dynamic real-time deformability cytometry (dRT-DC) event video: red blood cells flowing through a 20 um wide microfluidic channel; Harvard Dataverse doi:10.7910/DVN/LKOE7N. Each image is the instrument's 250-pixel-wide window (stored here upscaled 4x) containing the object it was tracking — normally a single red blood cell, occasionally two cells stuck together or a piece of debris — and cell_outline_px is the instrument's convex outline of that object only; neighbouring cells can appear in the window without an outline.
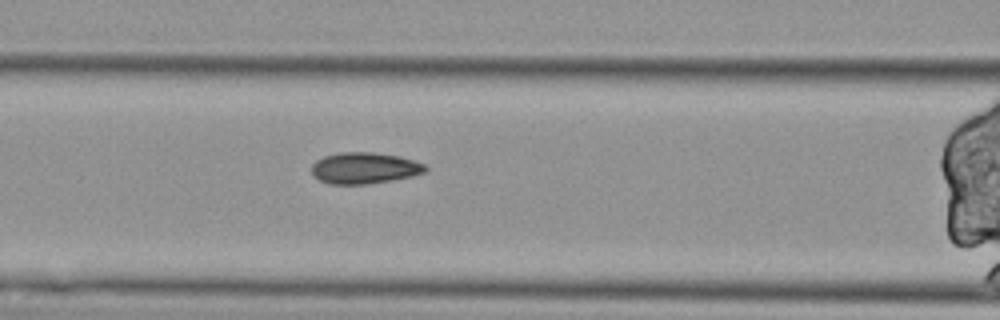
{"species": "Egyptian fruit bat (a non-hibernating species)", "species_latin": "Rousettus aegyptiacus", "temperature_condition": "cold", "stored_images_in_passage": 43, "camera_frame_rate_fps": 3000, "um_per_image_px": 0.085, "animal": {"sex": "female"}, "frame": {"image": 1, "passage_image": 10, "time_ms": 3.0, "image_size_px": [1000, 320], "cell_outline_px": [[428, 172], [412, 176], [368, 184], [328, 184], [312, 176], [312, 164], [316, 160], [324, 156], [340, 152], [372, 152], [400, 156], [424, 164], [428, 168]], "centroid_in_image_um": [30.97, 14.28], "position_along_channel_um": 135.6, "area_um2": 20.87}}
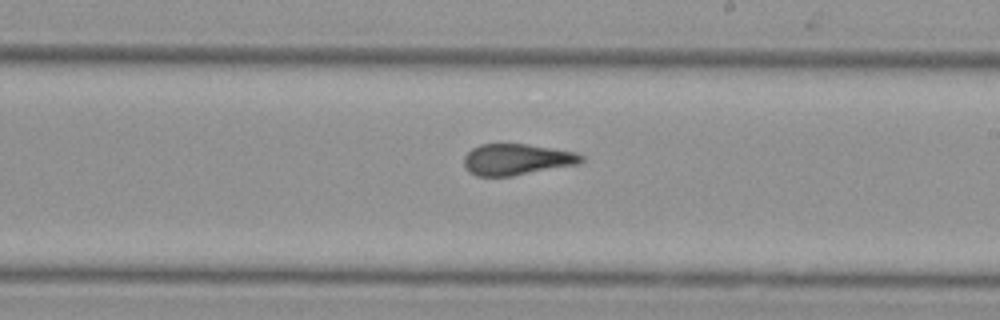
{"frame": {"image": 2, "passage_image": 20, "time_ms": 6.333, "image_size_px": [1000, 320], "cell_outline_px": [[584, 160], [580, 164], [512, 176], [476, 176], [468, 172], [464, 168], [464, 156], [472, 148], [480, 144], [528, 144], [576, 152], [584, 156]], "centroid_in_image_um": [43.92, 13.56], "position_along_channel_um": 245.1, "area_um2": 21.56}}
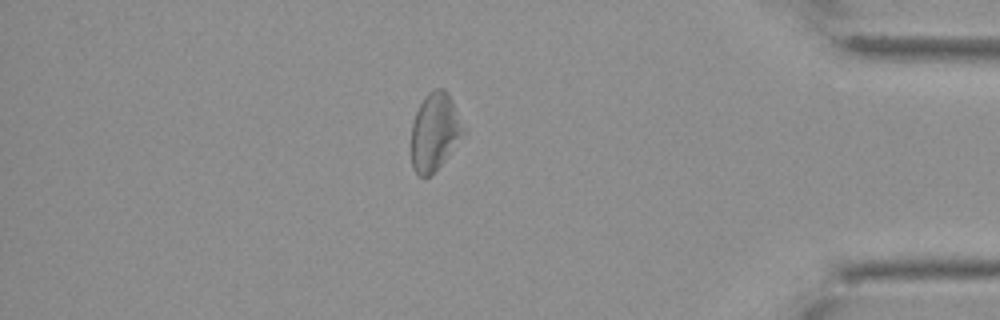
{"frame": {"image": 3, "passage_image": 37, "time_ms": 12.0, "image_size_px": [1000, 320], "cell_outline_px": [[468, 132], [444, 160], [428, 176], [420, 176], [412, 168], [412, 124], [416, 112], [424, 96], [432, 88], [444, 88], [448, 92], [468, 128]], "centroid_in_image_um": [37.02, 11.14], "position_along_channel_um": 398.2, "area_um2": 23.99}}